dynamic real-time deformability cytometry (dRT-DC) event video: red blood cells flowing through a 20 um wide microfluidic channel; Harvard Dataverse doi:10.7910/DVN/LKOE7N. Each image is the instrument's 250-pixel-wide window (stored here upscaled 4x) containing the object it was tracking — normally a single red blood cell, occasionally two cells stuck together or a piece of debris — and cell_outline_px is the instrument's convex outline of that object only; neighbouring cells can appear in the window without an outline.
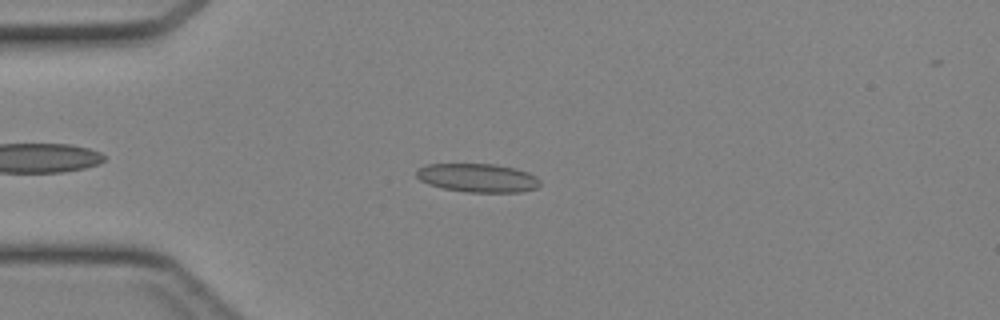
{"species": "Egyptian fruit bat (a non-hibernating species)", "species_latin": "Rousettus aegyptiacus", "temperature_condition": "cold", "stored_images_in_passage": 41, "camera_frame_rate_fps": 3000, "um_per_image_px": 0.085, "animal": {"sex": "female"}, "frame": {"image": 1, "passage_image": 8, "time_ms": 2.333, "image_size_px": [1000, 320], "cell_outline_px": [[540, 184], [536, 188], [520, 192], [468, 192], [444, 188], [428, 184], [420, 180], [416, 176], [416, 168], [424, 164], [496, 164], [516, 168], [528, 172], [536, 176], [540, 180]], "centroid_in_image_um": [40.59, 15.11], "position_along_channel_um": 44.4, "area_um2": 20.75}}
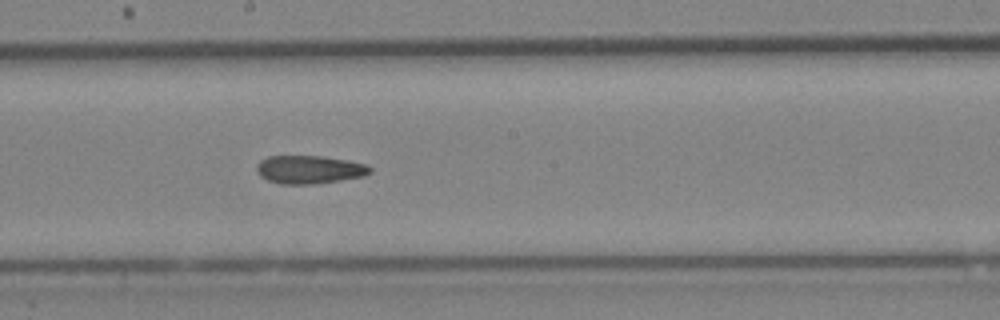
{"frame": {"image": 2, "passage_image": 21, "time_ms": 6.667, "image_size_px": [1000, 320], "cell_outline_px": [[372, 172], [364, 176], [316, 184], [280, 184], [268, 180], [260, 176], [256, 168], [260, 160], [268, 156], [320, 156], [348, 160], [368, 164], [372, 168]], "centroid_in_image_um": [26.32, 14.41], "position_along_channel_um": 221.9, "area_um2": 18.73}}
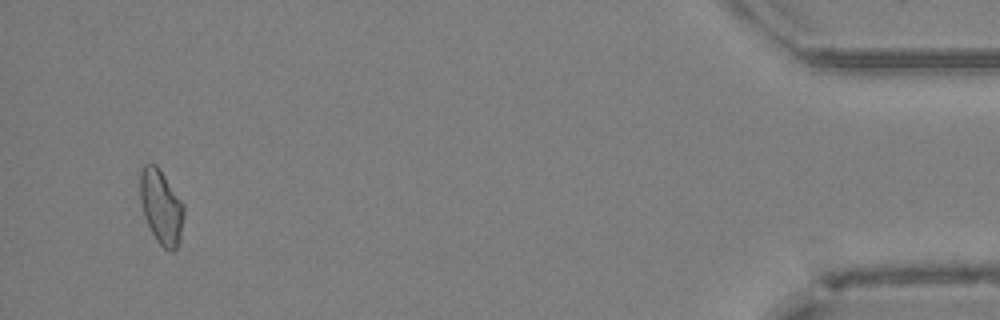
{"frame": {"image": 3, "passage_image": 39, "time_ms": 12.667, "image_size_px": [1000, 320], "cell_outline_px": [[184, 216], [180, 240], [176, 248], [172, 252], [168, 252], [156, 240], [144, 216], [140, 200], [140, 172], [144, 164], [156, 164], [160, 168], [184, 204]], "centroid_in_image_um": [13.71, 17.58], "position_along_channel_um": 421.5, "area_um2": 19.13}}